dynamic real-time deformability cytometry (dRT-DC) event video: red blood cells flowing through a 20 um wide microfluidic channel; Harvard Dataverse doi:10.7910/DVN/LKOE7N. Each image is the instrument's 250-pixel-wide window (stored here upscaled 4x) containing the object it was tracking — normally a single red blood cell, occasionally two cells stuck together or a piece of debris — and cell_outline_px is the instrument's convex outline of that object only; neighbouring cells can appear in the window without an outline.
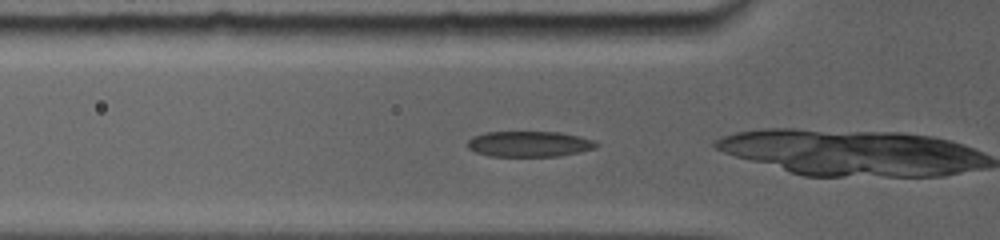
{"species": "common noctule bat (a hibernating species)", "species_latin": "Nyctalus noctula", "temperature_condition": "room temperature", "stored_images_in_passage": 29, "camera_frame_rate_fps": 5000, "um_per_image_px": 0.085, "animal": {"sex": "female", "body_mass_g": 19.0, "forearm_length_mm": 56.7}, "frame": {"image": 1, "passage_image": 2, "time_ms": 0.4, "image_size_px": [1000, 240], "cell_outline_px": [[600, 144], [596, 148], [580, 152], [560, 156], [488, 156], [476, 152], [468, 148], [468, 140], [472, 136], [484, 132], [560, 132], [596, 140]], "centroid_in_image_um": [45.01, 12.24], "position_along_channel_um": 80.8, "area_um2": 19.42}}
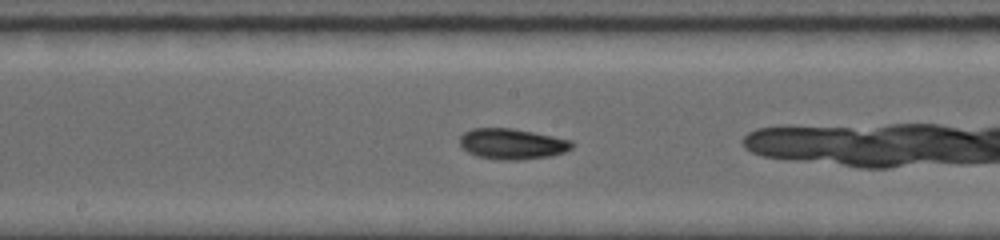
{"frame": {"image": 2, "passage_image": 10, "time_ms": 3.6, "image_size_px": [1000, 240], "cell_outline_px": [[576, 144], [572, 148], [564, 152], [552, 156], [520, 160], [500, 160], [476, 156], [468, 152], [460, 144], [460, 136], [464, 132], [472, 128], [512, 128], [572, 140]], "centroid_in_image_um": [43.55, 12.24], "position_along_channel_um": 204.6, "area_um2": 20.17}}
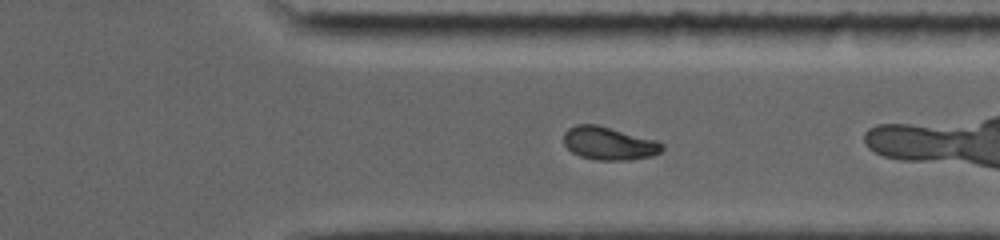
{"frame": {"image": 3, "passage_image": 20, "time_ms": 7.6, "image_size_px": [1000, 240], "cell_outline_px": [[664, 148], [660, 152], [652, 156], [628, 160], [596, 160], [580, 156], [572, 152], [564, 144], [564, 132], [568, 128], [576, 124], [596, 124], [656, 140], [664, 144]], "centroid_in_image_um": [51.75, 12.19], "position_along_channel_um": 359.6, "area_um2": 18.96}, "authors_computed_cell_mechanics": {"area_um2": 19.2474, "velocity_mm_per_s": 3.8701, "shape_relaxation_time_tau1_ms": 4.3449, "shape_relaxation_time_tau2_ms": 1.3628, "deformation_change_tau1": 0.1675, "deformation_change_tau2": 0.0489}}